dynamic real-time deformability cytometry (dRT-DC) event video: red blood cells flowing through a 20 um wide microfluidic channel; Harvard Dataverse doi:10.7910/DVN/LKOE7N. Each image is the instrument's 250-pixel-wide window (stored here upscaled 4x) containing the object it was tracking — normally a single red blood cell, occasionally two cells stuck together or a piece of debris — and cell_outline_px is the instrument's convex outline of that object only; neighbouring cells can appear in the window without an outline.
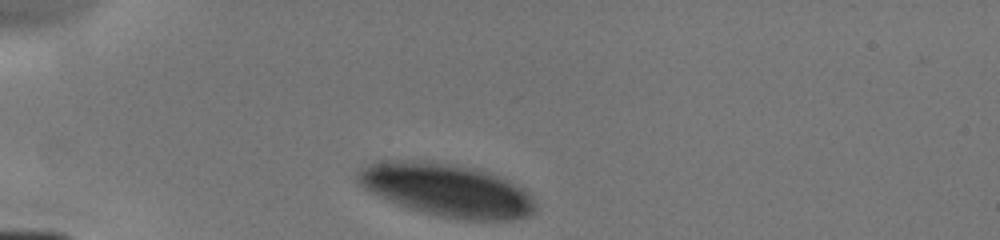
{"species": "human", "species_latin": "Homo sapiens", "temperature_condition": "cold", "stored_images_in_passage": 3, "camera_frame_rate_fps": 3000, "um_per_image_px": 0.085, "donor": {"sex": "male"}, "frame": {"image": 1, "passage_image": 1, "time_ms": 0.0, "image_size_px": [1000, 240], "cell_outline_px": [[536, 212], [528, 216], [512, 220], [460, 220], [440, 216], [424, 212], [388, 200], [368, 192], [356, 180], [356, 172], [360, 168], [376, 160], [432, 160], [476, 168], [492, 172], [524, 188], [528, 192], [536, 204]], "centroid_in_image_um": [37.98, 16.13], "position_along_channel_um": 47.0, "area_um2": 55.55}}
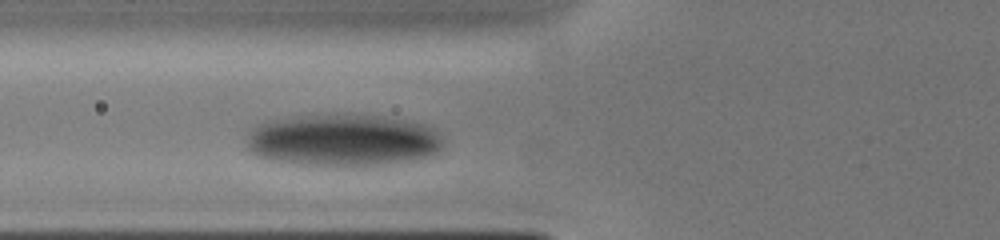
{"frame": {"image": 2, "passage_image": 3, "time_ms": 2.0, "image_size_px": [1000, 240], "cell_outline_px": [[444, 140], [440, 152], [432, 156], [380, 164], [292, 164], [272, 160], [260, 156], [252, 152], [248, 148], [248, 136], [252, 128], [256, 124], [272, 120], [308, 116], [368, 116], [396, 120], [420, 124], [428, 128], [440, 136]], "centroid_in_image_um": [29.11, 11.94], "position_along_channel_um": 96.7, "area_um2": 57.57}}